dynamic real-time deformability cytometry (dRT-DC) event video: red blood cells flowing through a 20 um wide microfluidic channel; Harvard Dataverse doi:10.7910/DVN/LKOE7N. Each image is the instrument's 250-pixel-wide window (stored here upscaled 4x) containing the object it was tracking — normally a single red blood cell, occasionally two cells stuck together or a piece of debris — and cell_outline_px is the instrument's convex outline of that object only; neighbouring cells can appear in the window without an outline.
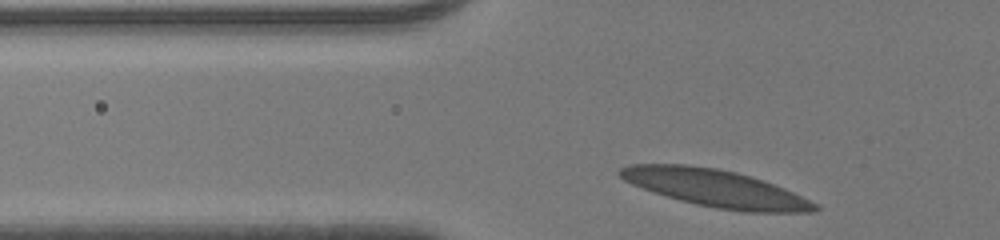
{"species": "human", "species_latin": "Homo sapiens", "temperature_condition": "room temperature", "stored_images_in_passage": 28, "camera_frame_rate_fps": 3000, "um_per_image_px": 0.085, "donor": {"sex": "male"}, "frame": {"image": 1, "passage_image": 3, "time_ms": 0.667, "image_size_px": [1000, 240], "cell_outline_px": [[820, 208], [812, 212], [744, 212], [716, 208], [696, 204], [680, 200], [652, 192], [632, 184], [624, 180], [616, 172], [620, 168], [628, 164], [688, 164], [716, 168], [736, 172], [764, 180], [784, 188], [820, 204]], "centroid_in_image_um": [60.83, 16.0], "position_along_channel_um": 65.0, "area_um2": 42.48}}
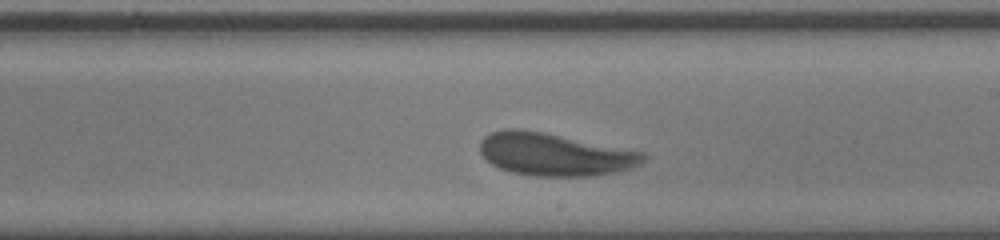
{"frame": {"image": 2, "passage_image": 17, "time_ms": 5.333, "image_size_px": [1000, 240], "cell_outline_px": [[648, 156], [640, 164], [632, 168], [616, 172], [592, 176], [532, 176], [512, 172], [500, 168], [492, 164], [480, 152], [480, 140], [484, 136], [492, 132], [504, 128], [520, 128], [544, 132], [644, 152]], "centroid_in_image_um": [47.14, 13.11], "position_along_channel_um": 241.9, "area_um2": 40.75}}
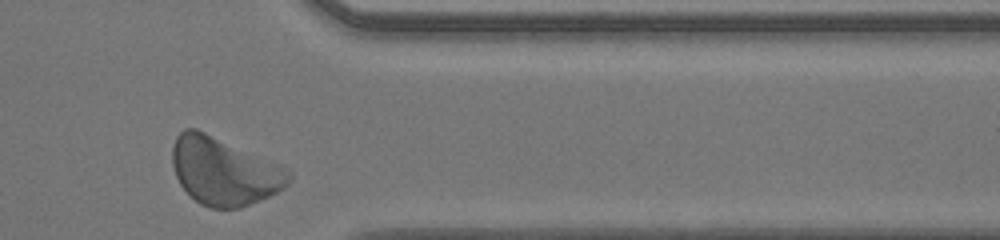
{"frame": {"image": 3, "passage_image": 28, "time_ms": 9.0, "image_size_px": [1000, 240], "cell_outline_px": [[292, 180], [284, 188], [268, 196], [240, 208], [208, 208], [200, 204], [180, 184], [176, 176], [172, 164], [172, 148], [176, 136], [184, 128], [196, 128], [276, 164], [292, 172]], "centroid_in_image_um": [19.01, 14.56], "position_along_channel_um": 392.4, "area_um2": 45.2}, "authors_computed_cell_mechanics": {"area_um2": 40.6623, "velocity_mm_per_s": 4.1761, "shape_relaxation_time_tau1_ms": 3.4444, "shape_relaxation_time_tau2_ms": 4.0361, "deformation_change_tau1": 0.1417, "deformation_change_tau2": 0.1316}}